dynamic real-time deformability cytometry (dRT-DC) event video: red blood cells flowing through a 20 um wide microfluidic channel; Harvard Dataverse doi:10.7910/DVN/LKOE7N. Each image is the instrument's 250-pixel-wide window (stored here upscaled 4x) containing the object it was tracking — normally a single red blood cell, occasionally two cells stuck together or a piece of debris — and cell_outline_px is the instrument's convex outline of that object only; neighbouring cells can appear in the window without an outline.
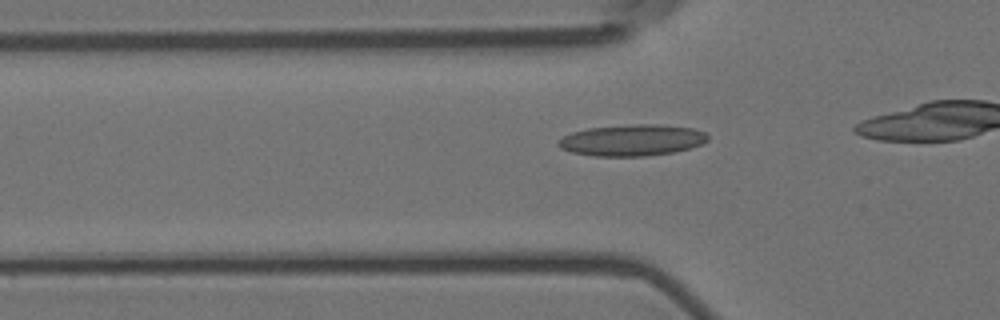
{"species": "Egyptian fruit bat (a non-hibernating species)", "species_latin": "Rousettus aegyptiacus", "temperature_condition": "room temperature", "stored_images_in_passage": 23, "camera_frame_rate_fps": 3000, "um_per_image_px": 0.085, "animal": {"sex": "female"}, "frame": {"image": 1, "passage_image": 10, "time_ms": 3.0, "image_size_px": [1000, 320], "cell_outline_px": [[708, 140], [700, 144], [688, 148], [672, 152], [644, 156], [596, 156], [572, 152], [560, 148], [556, 144], [564, 136], [572, 132], [588, 128], [636, 124], [664, 124], [692, 128], [704, 132], [708, 136]], "centroid_in_image_um": [53.72, 11.91], "position_along_channel_um": 72.1, "area_um2": 27.11}}
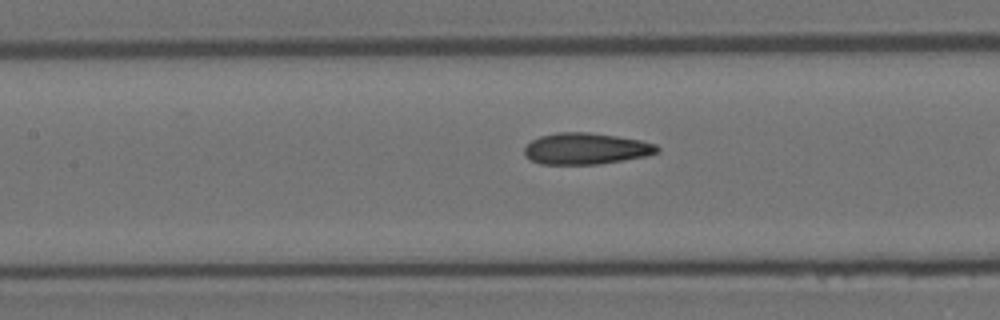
{"frame": {"image": 2, "passage_image": 17, "time_ms": 5.333, "image_size_px": [1000, 320], "cell_outline_px": [[660, 152], [644, 156], [624, 160], [600, 164], [540, 164], [524, 156], [524, 148], [532, 140], [540, 136], [556, 132], [588, 132], [616, 136], [640, 140], [656, 144], [660, 148]], "centroid_in_image_um": [49.8, 12.63], "position_along_channel_um": 157.6, "area_um2": 24.33}}
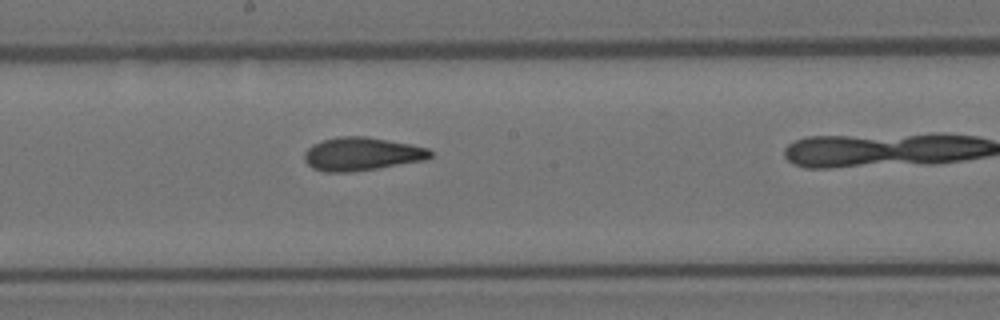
{"frame": {"image": 3, "passage_image": 22, "time_ms": 7.0, "image_size_px": [1000, 320], "cell_outline_px": [[432, 156], [424, 160], [352, 172], [324, 172], [312, 168], [304, 160], [304, 152], [312, 144], [320, 140], [336, 136], [364, 136], [408, 144], [428, 148], [432, 152]], "centroid_in_image_um": [30.68, 13.08], "position_along_channel_um": 217.5, "area_um2": 24.33}}